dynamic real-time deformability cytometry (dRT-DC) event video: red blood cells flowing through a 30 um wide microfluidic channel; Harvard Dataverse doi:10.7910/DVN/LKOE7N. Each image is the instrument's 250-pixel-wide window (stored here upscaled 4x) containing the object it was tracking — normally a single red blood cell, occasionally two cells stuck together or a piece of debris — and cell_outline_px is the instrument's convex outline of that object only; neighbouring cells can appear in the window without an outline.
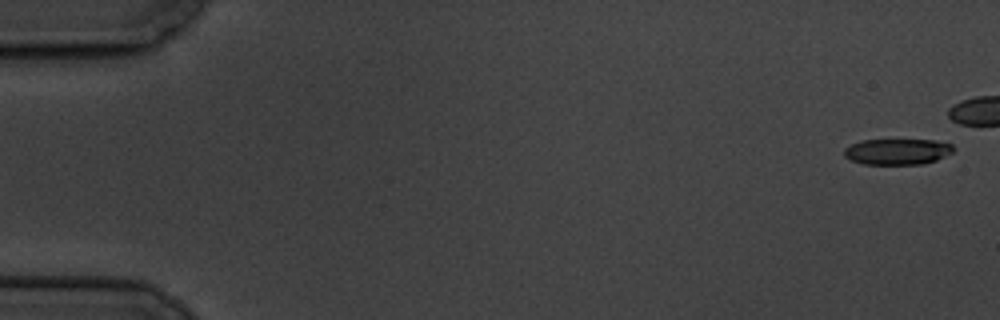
{"species": "common noctule bat (a hibernating species)", "species_latin": "Nyctalus noctula", "temperature_condition": "cold", "stored_images_in_passage": 18, "camera_frame_rate_fps": 3000, "um_per_image_px": 0.085, "animal": {"sex": "male", "body_mass_g": 19.5, "forearm_length_mm": 54.6}, "frame": {"image": 1, "passage_image": 1, "time_ms": 0.0, "image_size_px": [1000, 320], "cell_outline_px": [[956, 148], [952, 152], [936, 160], [924, 164], [864, 164], [852, 160], [844, 156], [844, 148], [860, 140], [936, 140], [952, 144]], "centroid_in_image_um": [76.29, 12.88], "position_along_channel_um": 8.7, "area_um2": 16.53}}
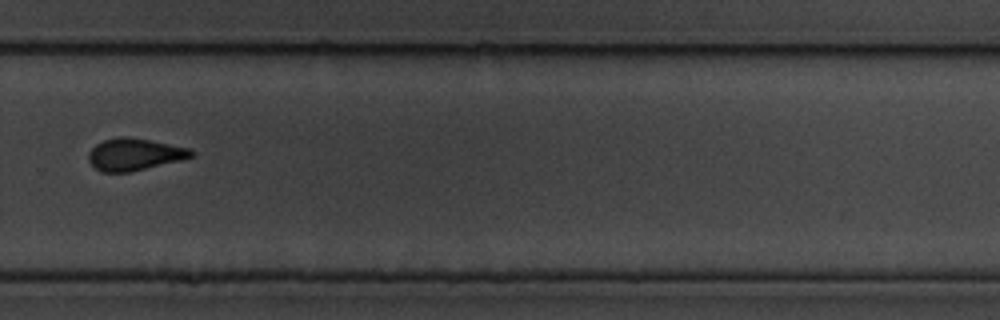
{"frame": {"image": 2, "passage_image": 13, "time_ms": 15.0, "image_size_px": [1000, 320], "cell_outline_px": [[196, 152], [192, 156], [180, 160], [128, 172], [104, 172], [96, 168], [88, 160], [88, 152], [96, 144], [104, 140], [120, 136], [124, 136], [148, 140], [192, 148]], "centroid_in_image_um": [11.43, 13.11], "position_along_channel_um": 318.4, "area_um2": 18.96}}
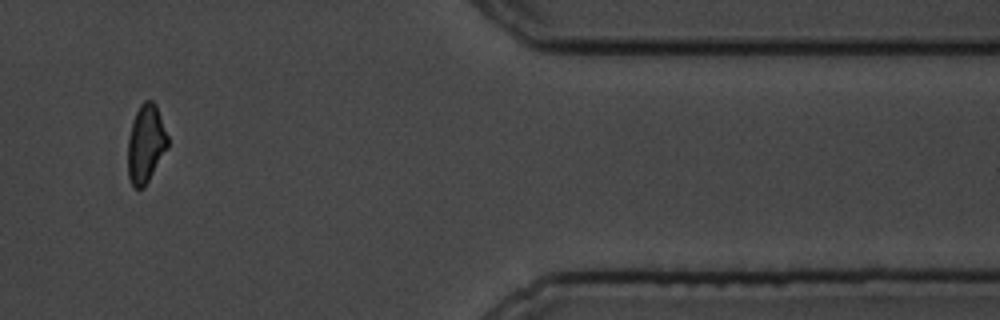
{"frame": {"image": 3, "passage_image": 16, "time_ms": 18.333, "image_size_px": [1000, 320], "cell_outline_px": [[168, 148], [144, 188], [132, 188], [128, 176], [128, 136], [136, 112], [140, 104], [144, 100], [152, 100], [156, 104], [168, 136]], "centroid_in_image_um": [12.39, 12.24], "position_along_channel_um": 399.0, "area_um2": 18.32}, "authors_computed_cell_mechanics": {"area_um2": 18.9006, "velocity_mm_per_s": 3.3822, "shape_relaxation_time_tau1_ms": 4.645, "shape_relaxation_time_tau2_ms": 2.5797, "deformation_change_tau1": 0.1603, "deformation_change_tau2": 0.0792}}